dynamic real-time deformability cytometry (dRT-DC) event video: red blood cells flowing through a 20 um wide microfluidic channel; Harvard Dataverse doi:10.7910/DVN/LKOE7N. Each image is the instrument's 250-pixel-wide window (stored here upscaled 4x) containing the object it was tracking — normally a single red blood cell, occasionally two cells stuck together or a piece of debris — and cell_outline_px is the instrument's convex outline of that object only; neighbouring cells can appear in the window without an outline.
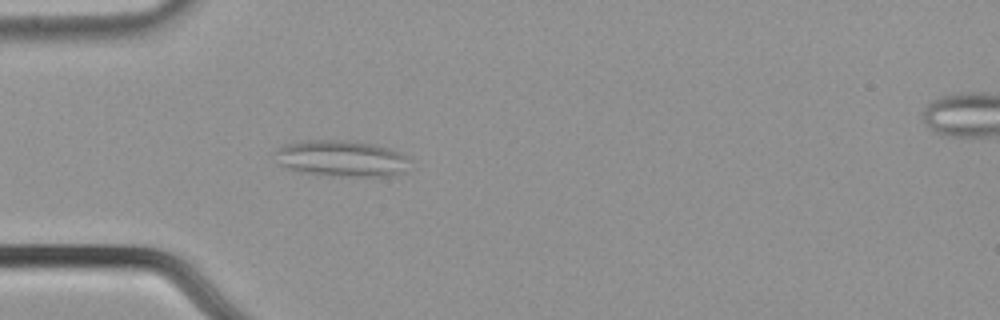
{"species": "common noctule bat (a hibernating species)", "species_latin": "Nyctalus noctula", "temperature_condition": "cold", "stored_images_in_passage": 55, "camera_frame_rate_fps": 3000, "um_per_image_px": 0.085, "animal": {"sex": "male", "body_mass_g": 21.5, "forearm_length_mm": 52.0}, "frame": {"image": 1, "passage_image": 16, "time_ms": 5.0, "image_size_px": [1000, 320], "cell_outline_px": [[408, 172], [392, 176], [320, 176], [300, 172], [284, 168], [280, 164], [276, 152], [276, 148], [284, 144], [300, 140], [356, 140], [388, 148], [408, 156]], "centroid_in_image_um": [29.02, 13.48], "position_along_channel_um": 56.0, "area_um2": 29.07}}
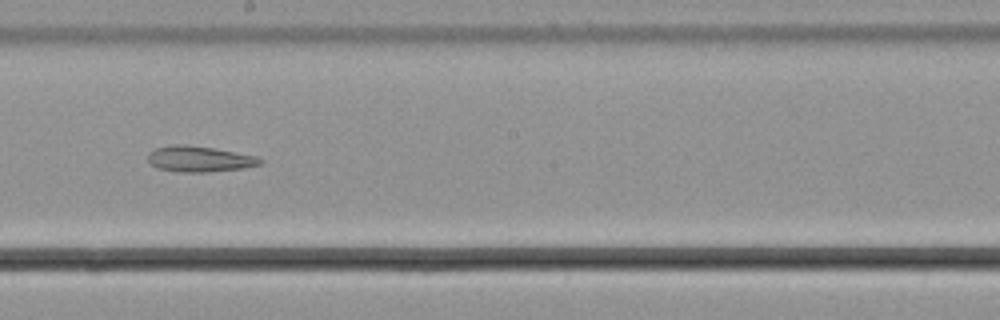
{"frame": {"image": 2, "passage_image": 31, "time_ms": 10.0, "image_size_px": [1000, 320], "cell_outline_px": [[264, 164], [244, 168], [208, 172], [180, 172], [156, 168], [148, 160], [148, 152], [156, 148], [172, 144], [184, 144], [212, 148], [256, 156], [264, 160]], "centroid_in_image_um": [16.96, 13.52], "position_along_channel_um": 231.2, "area_um2": 16.94}}
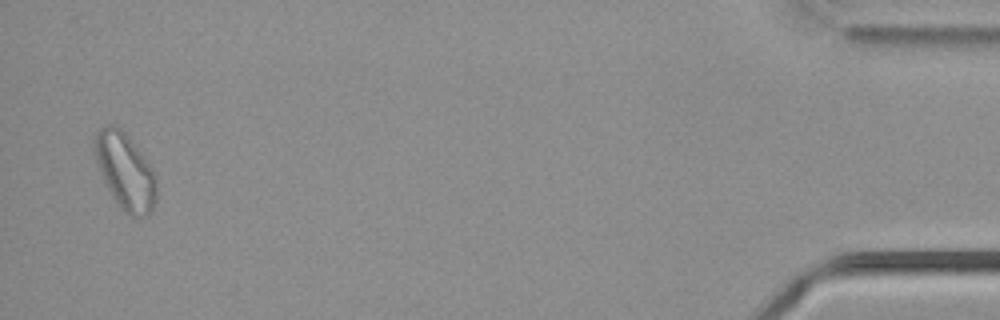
{"frame": {"image": 3, "passage_image": 54, "time_ms": 17.667, "image_size_px": [1000, 320], "cell_outline_px": [[156, 200], [152, 212], [148, 216], [128, 216], [112, 196], [100, 172], [92, 148], [96, 132], [100, 128], [108, 124], [116, 124], [128, 136], [152, 168], [156, 176]], "centroid_in_image_um": [10.64, 14.55], "position_along_channel_um": 424.6, "area_um2": 27.51}, "authors_computed_cell_mechanics": {"area_um2": 22.542, "velocity_mm_per_s": 3.6612, "shape_relaxation_time_tau1_ms": null, "shape_relaxation_time_tau2_ms": 3.108, "deformation_change_tau1": null, "deformation_change_tau2": 0.109}}